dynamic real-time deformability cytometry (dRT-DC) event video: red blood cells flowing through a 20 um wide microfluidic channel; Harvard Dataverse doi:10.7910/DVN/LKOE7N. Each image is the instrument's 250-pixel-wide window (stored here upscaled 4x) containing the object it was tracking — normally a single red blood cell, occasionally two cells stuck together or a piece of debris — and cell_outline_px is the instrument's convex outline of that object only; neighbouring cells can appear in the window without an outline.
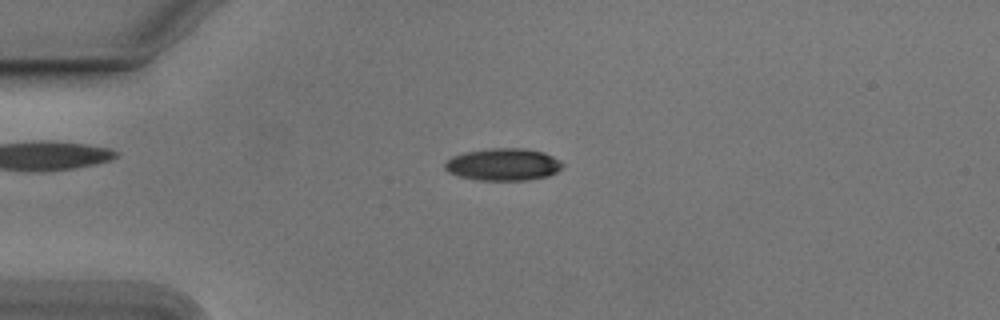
{"species": "Egyptian fruit bat (a non-hibernating species)", "species_latin": "Rousettus aegyptiacus", "temperature_condition": "cold", "stored_images_in_passage": 53, "camera_frame_rate_fps": 3000, "um_per_image_px": 0.085, "animal": {"sex": "male"}, "frame": {"image": 1, "passage_image": 12, "time_ms": 3.667, "image_size_px": [1000, 320], "cell_outline_px": [[564, 164], [556, 172], [548, 176], [528, 180], [480, 180], [460, 176], [448, 172], [444, 168], [444, 164], [452, 156], [464, 152], [492, 148], [524, 148], [544, 152], [560, 160]], "centroid_in_image_um": [42.78, 13.97], "position_along_channel_um": 42.2, "area_um2": 22.08}}
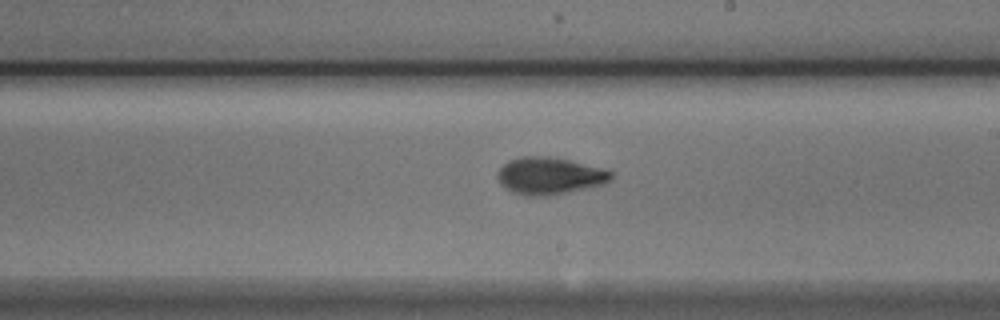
{"frame": {"image": 2, "passage_image": 30, "time_ms": 9.667, "image_size_px": [1000, 320], "cell_outline_px": [[612, 180], [604, 184], [588, 188], [548, 196], [524, 196], [512, 192], [504, 188], [500, 184], [496, 176], [496, 172], [508, 160], [520, 156], [548, 156], [608, 168], [612, 172]], "centroid_in_image_um": [46.71, 14.95], "position_along_channel_um": 242.3, "area_um2": 25.09}}
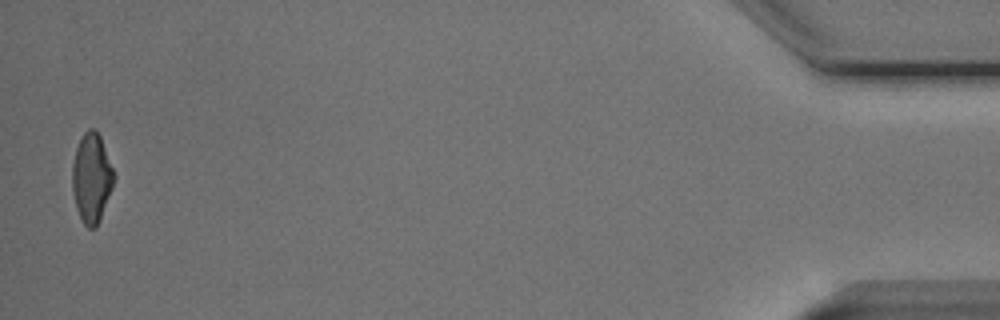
{"frame": {"image": 3, "passage_image": 52, "time_ms": 17.0, "image_size_px": [1000, 320], "cell_outline_px": [[116, 176], [112, 188], [100, 220], [96, 228], [88, 228], [80, 220], [76, 208], [72, 188], [72, 164], [76, 148], [84, 132], [88, 128], [92, 128], [100, 136], [116, 172]], "centroid_in_image_um": [7.8, 15.14], "position_along_channel_um": 427.4, "area_um2": 21.96}, "authors_computed_cell_mechanics": {"area_um2": 22.1952, "velocity_mm_per_s": 3.7771, "shape_relaxation_time_tau1_ms": 3.3758, "shape_relaxation_time_tau2_ms": 1.9945, "deformation_change_tau1": 0.1422, "deformation_change_tau2": 0.0791}}